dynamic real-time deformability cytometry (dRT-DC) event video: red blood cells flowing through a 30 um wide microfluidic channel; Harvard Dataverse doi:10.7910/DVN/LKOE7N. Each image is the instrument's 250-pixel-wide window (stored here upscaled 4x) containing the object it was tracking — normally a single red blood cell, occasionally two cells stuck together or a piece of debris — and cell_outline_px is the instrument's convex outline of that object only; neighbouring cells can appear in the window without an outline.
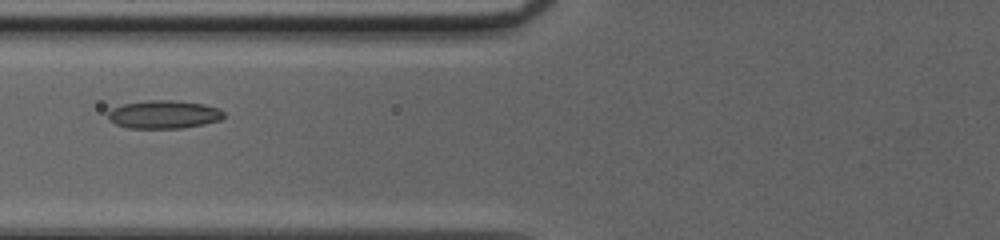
{"species": "common noctule bat (a hibernating species)", "species_latin": "Nyctalus noctula", "temperature_condition": "cold", "stored_images_in_passage": 42, "camera_frame_rate_fps": 3000, "um_per_image_px": 0.085, "animal": {"sex": "female", "body_mass_g": 20.0, "forearm_length_mm": 54.0}, "frame": {"image": 1, "passage_image": 13, "time_ms": 4.0, "image_size_px": [1000, 240], "cell_outline_px": [[224, 116], [220, 120], [204, 124], [180, 128], [128, 128], [116, 124], [108, 120], [108, 112], [112, 108], [124, 104], [148, 100], [176, 100], [204, 104], [220, 108], [224, 112]], "centroid_in_image_um": [13.93, 9.72], "position_along_channel_um": 111.9, "area_um2": 19.07}}
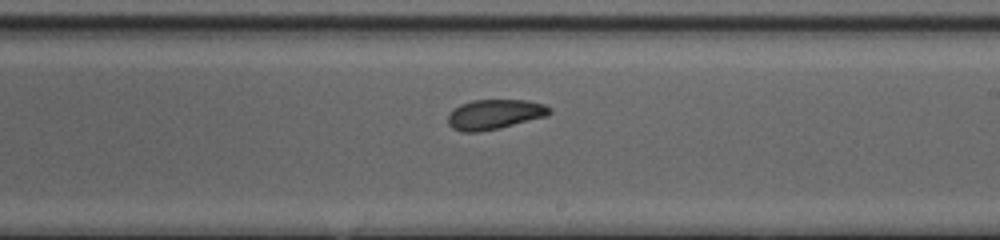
{"frame": {"image": 2, "passage_image": 23, "time_ms": 7.333, "image_size_px": [1000, 240], "cell_outline_px": [[552, 112], [548, 116], [500, 128], [480, 132], [460, 132], [452, 128], [448, 124], [448, 116], [460, 104], [472, 100], [528, 100], [544, 104], [552, 108]], "centroid_in_image_um": [42.08, 9.72], "position_along_channel_um": 246.9, "area_um2": 17.86}}
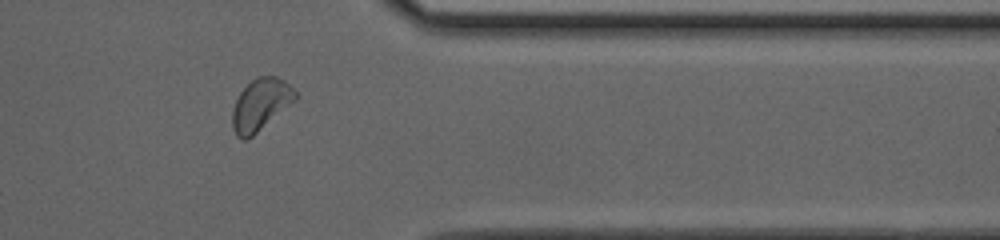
{"frame": {"image": 3, "passage_image": 34, "time_ms": 11.0, "image_size_px": [1000, 240], "cell_outline_px": [[300, 96], [296, 100], [248, 140], [240, 140], [236, 136], [232, 128], [232, 112], [236, 100], [240, 92], [256, 76], [276, 76], [284, 80]], "centroid_in_image_um": [22.15, 8.91], "position_along_channel_um": 389.3, "area_um2": 19.13}, "authors_computed_cell_mechanics": {"area_um2": 18.0914, "velocity_mm_per_s": 4.0571, "shape_relaxation_time_tau1_ms": 8.0613, "shape_relaxation_time_tau2_ms": 3.852, "deformation_change_tau1": 0.1283, "deformation_change_tau2": 0.0932}}